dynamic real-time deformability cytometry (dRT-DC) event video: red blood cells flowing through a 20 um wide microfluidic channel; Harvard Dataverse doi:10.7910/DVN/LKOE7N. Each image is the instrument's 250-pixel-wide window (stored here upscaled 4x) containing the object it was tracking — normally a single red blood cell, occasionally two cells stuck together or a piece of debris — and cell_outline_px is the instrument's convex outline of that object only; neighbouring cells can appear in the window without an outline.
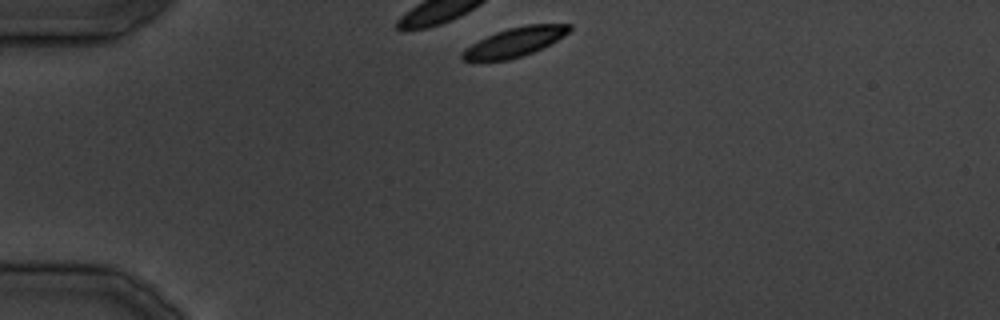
{"species": "common noctule bat (a hibernating species)", "species_latin": "Nyctalus noctula", "temperature_condition": "cold", "stored_images_in_passage": 9, "camera_frame_rate_fps": 3000, "um_per_image_px": 0.085, "animal": {"sex": "male", "body_mass_g": 19.5, "forearm_length_mm": 54.6}, "frame": {"image": 1, "passage_image": 1, "time_ms": 0.0, "image_size_px": [1000, 320], "cell_outline_px": [[572, 28], [564, 36], [532, 52], [508, 60], [460, 60], [460, 56], [464, 48], [496, 32], [508, 28], [528, 24], [572, 24]], "centroid_in_image_um": [43.75, 3.56], "position_along_channel_um": 41.3, "area_um2": 17.8}}